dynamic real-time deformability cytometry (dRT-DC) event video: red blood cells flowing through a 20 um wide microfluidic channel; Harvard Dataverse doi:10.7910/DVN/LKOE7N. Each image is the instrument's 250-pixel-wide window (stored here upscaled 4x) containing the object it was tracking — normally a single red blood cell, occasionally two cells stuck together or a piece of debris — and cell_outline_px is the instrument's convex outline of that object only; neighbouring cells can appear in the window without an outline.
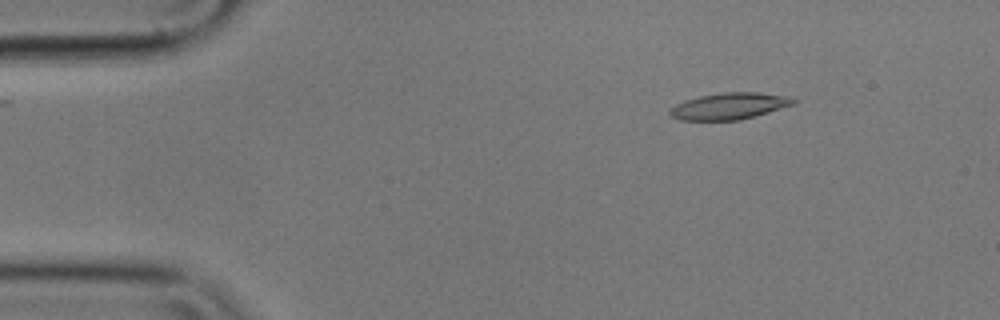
{"species": "common noctule bat (a hibernating species)", "species_latin": "Nyctalus noctula", "temperature_condition": "cold", "stored_images_in_passage": 5, "camera_frame_rate_fps": 3000, "um_per_image_px": 0.085, "animal": {"sex": "male", "body_mass_g": 17.9}, "frame": {"image": 1, "passage_image": 3, "time_ms": 0.667, "image_size_px": [1000, 320], "cell_outline_px": [[796, 104], [740, 120], [680, 120], [672, 116], [668, 112], [676, 104], [684, 100], [700, 96], [724, 92], [756, 92], [788, 96], [796, 100]], "centroid_in_image_um": [62.0, 9.01], "position_along_channel_um": 23.0, "area_um2": 19.02}}